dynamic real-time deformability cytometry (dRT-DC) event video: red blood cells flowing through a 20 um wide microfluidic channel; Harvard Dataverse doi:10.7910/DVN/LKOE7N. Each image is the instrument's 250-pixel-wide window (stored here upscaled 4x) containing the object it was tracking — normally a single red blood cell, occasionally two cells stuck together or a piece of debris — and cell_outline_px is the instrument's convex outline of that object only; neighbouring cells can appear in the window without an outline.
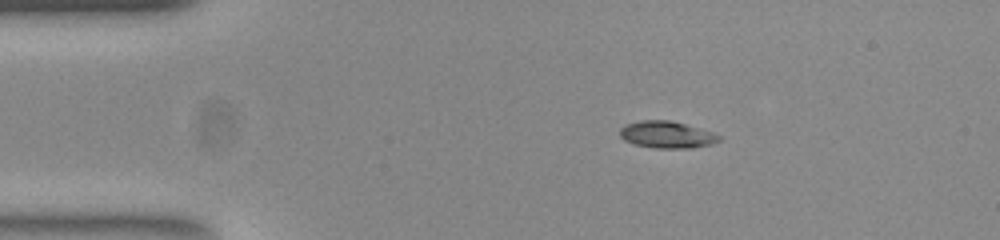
{"species": "common noctule bat (a hibernating species)", "species_latin": "Nyctalus noctula", "temperature_condition": "room temperature", "stored_images_in_passage": 8, "camera_frame_rate_fps": 3000, "um_per_image_px": 0.085, "animal": {"sex": "female", "body_mass_g": 23.0, "forearm_length_mm": 53.4}, "frame": {"image": 1, "passage_image": 1, "time_ms": 0.0, "image_size_px": [1000, 240], "cell_outline_px": [[720, 140], [712, 144], [692, 148], [656, 148], [636, 144], [624, 140], [620, 136], [620, 128], [624, 124], [640, 120], [668, 120], [684, 124], [712, 132], [720, 136]], "centroid_in_image_um": [56.65, 11.44], "position_along_channel_um": 28.3, "area_um2": 15.43}}